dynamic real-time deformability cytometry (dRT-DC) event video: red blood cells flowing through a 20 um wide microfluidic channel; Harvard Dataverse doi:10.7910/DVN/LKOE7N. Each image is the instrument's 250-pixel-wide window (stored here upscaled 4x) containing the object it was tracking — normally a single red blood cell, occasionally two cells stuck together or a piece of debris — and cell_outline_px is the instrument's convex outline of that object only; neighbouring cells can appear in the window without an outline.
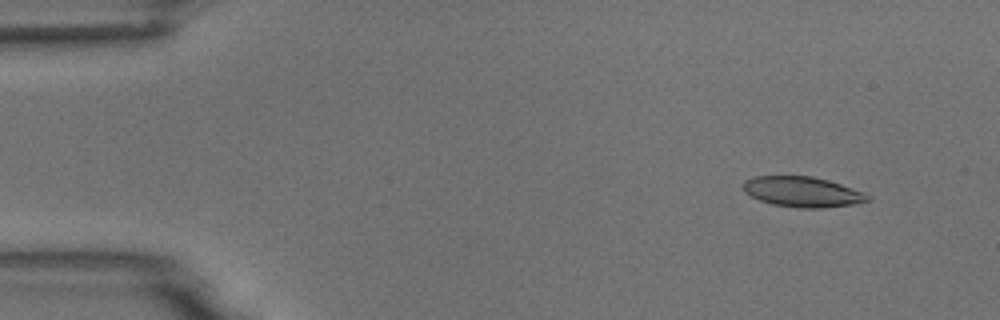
{"species": "common noctule bat (a hibernating species)", "species_latin": "Nyctalus noctula", "temperature_condition": "room temperature", "stored_images_in_passage": 4, "camera_frame_rate_fps": 3000, "um_per_image_px": 0.085, "animal": {"sex": "male", "body_mass_g": 18.8}, "frame": {"image": 1, "passage_image": 1, "time_ms": 0.0, "image_size_px": [1000, 320], "cell_outline_px": [[872, 200], [852, 204], [820, 208], [800, 208], [772, 204], [760, 200], [744, 192], [744, 180], [756, 176], [812, 176], [828, 180], [864, 192], [872, 196]], "centroid_in_image_um": [68.23, 16.3], "position_along_channel_um": 16.8, "area_um2": 21.91}}
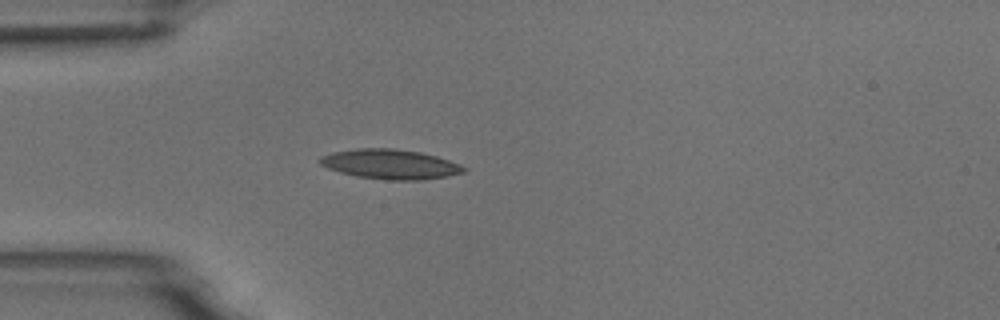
{"frame": {"image": 2, "passage_image": 4, "time_ms": 3.333, "image_size_px": [1000, 320], "cell_outline_px": [[468, 172], [448, 176], [420, 180], [388, 180], [356, 176], [340, 172], [328, 168], [320, 164], [316, 160], [320, 156], [332, 152], [356, 148], [392, 148], [420, 152], [436, 156], [460, 164], [468, 168]], "centroid_in_image_um": [33.17, 13.95], "position_along_channel_um": 51.8, "area_um2": 25.14}}